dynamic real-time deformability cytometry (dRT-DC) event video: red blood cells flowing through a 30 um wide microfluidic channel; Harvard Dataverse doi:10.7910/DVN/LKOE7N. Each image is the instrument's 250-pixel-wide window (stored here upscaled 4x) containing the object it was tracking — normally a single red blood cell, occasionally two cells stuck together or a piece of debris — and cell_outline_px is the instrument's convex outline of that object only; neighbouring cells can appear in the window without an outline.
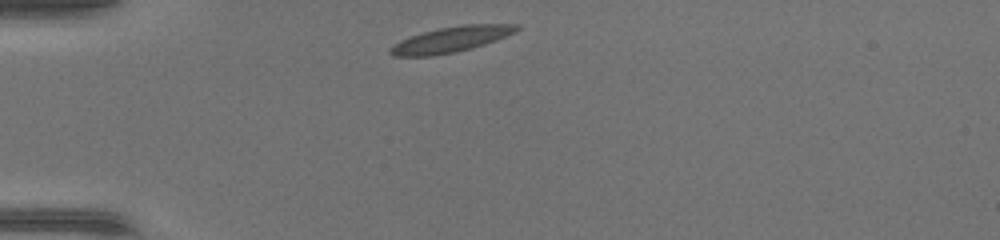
{"species": "common noctule bat (a hibernating species)", "species_latin": "Nyctalus noctula", "temperature_condition": "warm", "stored_images_in_passage": 35, "camera_frame_rate_fps": 3000, "um_per_image_px": 0.085, "animal": {"sex": "female", "body_mass_g": 17.0, "forearm_length_mm": 48.0}, "frame": {"image": 1, "passage_image": 1, "time_ms": 0.0, "image_size_px": [1000, 240], "cell_outline_px": [[520, 28], [516, 32], [496, 40], [472, 48], [456, 52], [432, 56], [392, 56], [388, 52], [400, 40], [424, 32], [440, 28], [464, 24], [520, 24]], "centroid_in_image_um": [38.39, 3.35], "position_along_channel_um": 46.6, "area_um2": 18.67}}
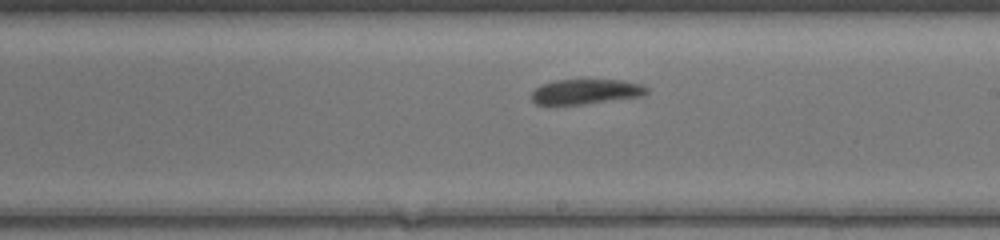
{"frame": {"image": 2, "passage_image": 16, "time_ms": 5.0, "image_size_px": [1000, 240], "cell_outline_px": [[648, 92], [644, 96], [584, 104], [536, 104], [532, 100], [532, 92], [540, 84], [556, 80], [624, 80], [640, 84], [648, 88]], "centroid_in_image_um": [49.82, 7.78], "position_along_channel_um": 239.2, "area_um2": 16.76}}
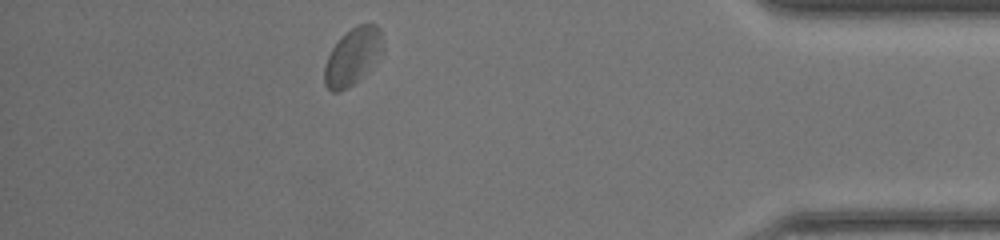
{"frame": {"image": 3, "passage_image": 30, "time_ms": 9.667, "image_size_px": [1000, 240], "cell_outline_px": [[384, 52], [348, 88], [340, 92], [332, 92], [324, 84], [324, 68], [328, 56], [332, 48], [340, 36], [352, 28], [360, 24], [376, 24], [380, 28], [384, 48]], "centroid_in_image_um": [29.97, 4.78], "position_along_channel_um": 405.2, "area_um2": 19.19}}